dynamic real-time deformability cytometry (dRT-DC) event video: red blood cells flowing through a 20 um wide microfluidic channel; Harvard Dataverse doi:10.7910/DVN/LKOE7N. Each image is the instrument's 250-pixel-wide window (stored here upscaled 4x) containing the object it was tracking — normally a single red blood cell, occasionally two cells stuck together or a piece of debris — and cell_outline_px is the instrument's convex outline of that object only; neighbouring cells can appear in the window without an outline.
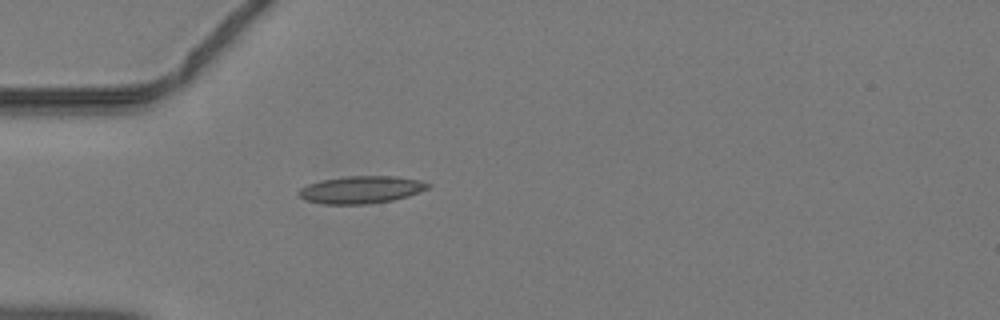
{"species": "common noctule bat (a hibernating species)", "species_latin": "Nyctalus noctula", "temperature_condition": "warm", "stored_images_in_passage": 4, "camera_frame_rate_fps": 3000, "um_per_image_px": 0.085, "animal": {"sex": "male", "body_mass_g": 19.2, "forearm_length_mm": 51.8}, "frame": {"image": 1, "passage_image": 1, "time_ms": 0.0, "image_size_px": [1000, 320], "cell_outline_px": [[432, 184], [428, 188], [420, 192], [408, 196], [392, 200], [368, 204], [320, 204], [304, 200], [300, 196], [300, 188], [308, 184], [320, 180], [348, 176], [396, 176], [420, 180]], "centroid_in_image_um": [30.71, 16.12], "position_along_channel_um": 54.3, "area_um2": 20.69}}